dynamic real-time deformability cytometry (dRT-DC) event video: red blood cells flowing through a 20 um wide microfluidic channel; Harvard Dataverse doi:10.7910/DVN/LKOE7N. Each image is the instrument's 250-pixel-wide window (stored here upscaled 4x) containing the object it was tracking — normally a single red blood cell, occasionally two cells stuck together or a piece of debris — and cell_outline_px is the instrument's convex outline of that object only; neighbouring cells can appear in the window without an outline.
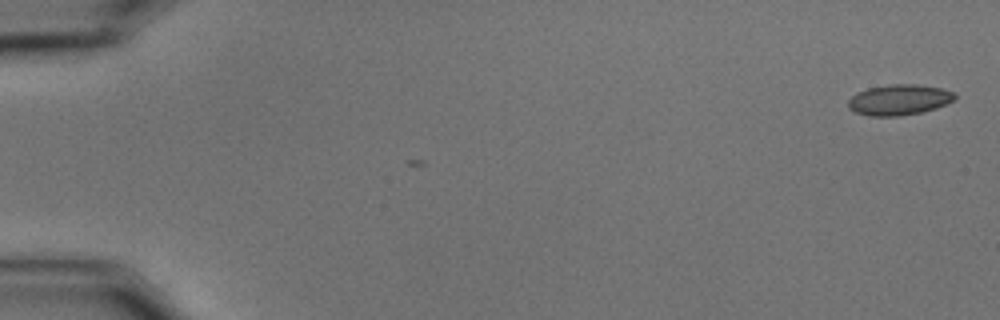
{"species": "common noctule bat (a hibernating species)", "species_latin": "Nyctalus noctula", "temperature_condition": "cold", "stored_images_in_passage": 3, "camera_frame_rate_fps": 3000, "um_per_image_px": 0.085, "animal": {"sex": "male", "body_mass_g": 15.6}, "frame": {"image": 1, "passage_image": 1, "time_ms": 0.0, "image_size_px": [1000, 320], "cell_outline_px": [[956, 96], [952, 100], [936, 108], [920, 112], [900, 116], [872, 116], [856, 112], [848, 108], [848, 100], [856, 92], [868, 88], [892, 84], [916, 84], [940, 88], [952, 92]], "centroid_in_image_um": [76.38, 8.48], "position_along_channel_um": 8.6, "area_um2": 18.79}}